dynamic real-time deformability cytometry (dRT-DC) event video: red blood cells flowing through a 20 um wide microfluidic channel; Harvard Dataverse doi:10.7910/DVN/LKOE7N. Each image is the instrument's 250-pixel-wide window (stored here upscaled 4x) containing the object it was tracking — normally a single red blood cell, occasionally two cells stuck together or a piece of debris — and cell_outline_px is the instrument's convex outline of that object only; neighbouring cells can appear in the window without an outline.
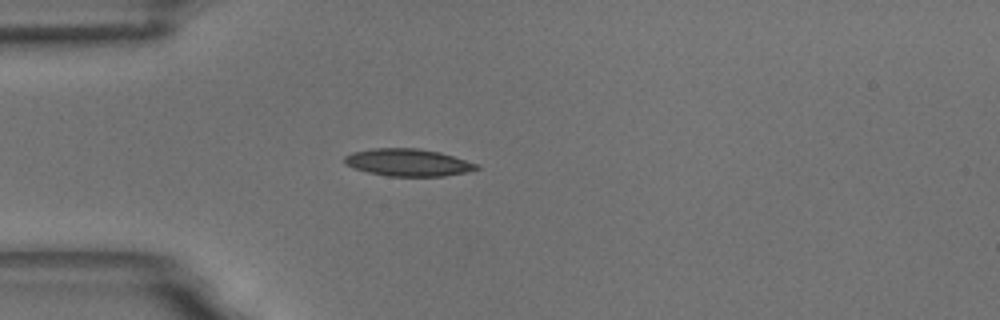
{"species": "common noctule bat (a hibernating species)", "species_latin": "Nyctalus noctula", "temperature_condition": "room temperature", "stored_images_in_passage": 43, "camera_frame_rate_fps": 3000, "um_per_image_px": 0.085, "animal": {"sex": "male", "body_mass_g": 18.8}, "frame": {"image": 1, "passage_image": 1, "time_ms": 0.0, "image_size_px": [1000, 320], "cell_outline_px": [[480, 168], [468, 172], [444, 176], [388, 176], [368, 172], [352, 168], [344, 164], [344, 156], [352, 152], [372, 148], [416, 148], [440, 152], [480, 164]], "centroid_in_image_um": [34.68, 13.81], "position_along_channel_um": 50.3, "area_um2": 21.21}}
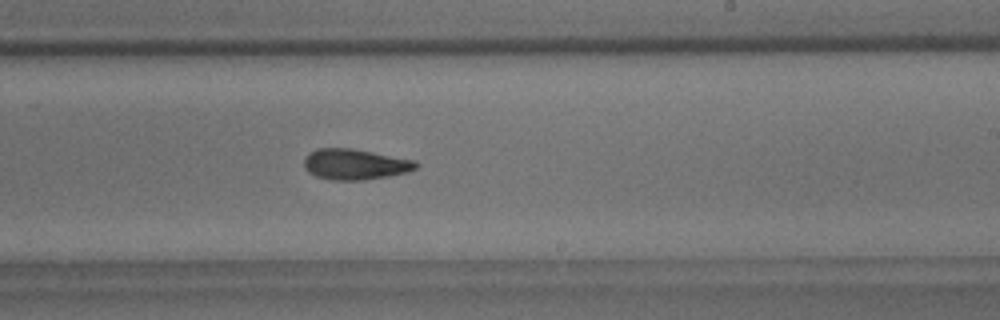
{"frame": {"image": 2, "passage_image": 20, "time_ms": 6.333, "image_size_px": [1000, 320], "cell_outline_px": [[420, 164], [416, 168], [408, 172], [388, 176], [364, 180], [332, 180], [316, 176], [308, 172], [304, 168], [304, 160], [308, 152], [316, 148], [352, 148], [416, 160]], "centroid_in_image_um": [30.18, 13.96], "position_along_channel_um": 258.8, "area_um2": 20.23}}
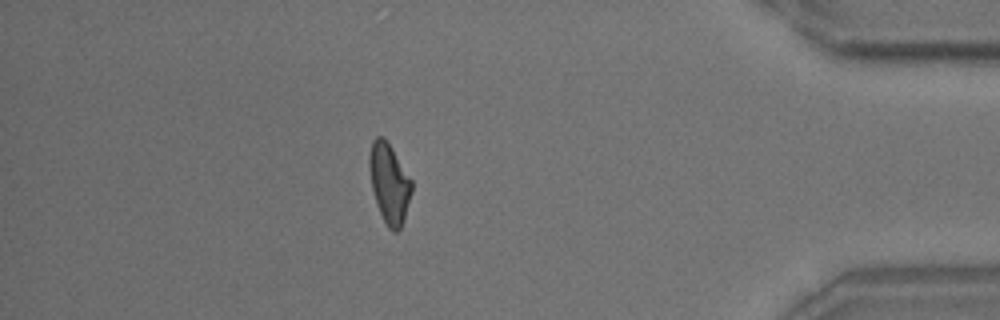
{"frame": {"image": 3, "passage_image": 36, "time_ms": 11.667, "image_size_px": [1000, 320], "cell_outline_px": [[412, 192], [400, 228], [396, 232], [392, 232], [388, 228], [380, 212], [372, 188], [368, 168], [368, 156], [372, 140], [376, 136], [384, 136], [388, 140], [412, 180]], "centroid_in_image_um": [33.07, 15.5], "position_along_channel_um": 402.1, "area_um2": 19.77}, "authors_computed_cell_mechanics": {"area_um2": 19.7676, "velocity_mm_per_s": 3.4555, "shape_relaxation_time_tau1_ms": 6.4249, "shape_relaxation_time_tau2_ms": 4.6877, "deformation_change_tau1": 0.1512, "deformation_change_tau2": 0.1315}}